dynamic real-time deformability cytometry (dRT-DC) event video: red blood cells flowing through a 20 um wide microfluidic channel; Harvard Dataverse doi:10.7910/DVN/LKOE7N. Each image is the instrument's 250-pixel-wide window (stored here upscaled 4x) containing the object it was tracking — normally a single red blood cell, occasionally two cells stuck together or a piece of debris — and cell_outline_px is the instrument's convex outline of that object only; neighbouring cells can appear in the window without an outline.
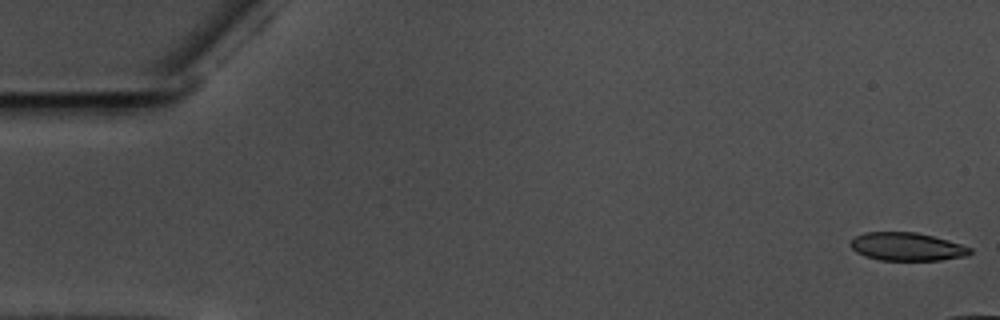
{"species": "common noctule bat (a hibernating species)", "species_latin": "Nyctalus noctula", "temperature_condition": "warm", "stored_images_in_passage": 13, "camera_frame_rate_fps": 3000, "um_per_image_px": 0.085, "animal": {"sex": "male", "body_mass_g": 17.5, "forearm_length_mm": 52.3}, "frame": {"image": 1, "passage_image": 1, "time_ms": 0.0, "image_size_px": [1000, 320], "cell_outline_px": [[972, 252], [968, 256], [940, 260], [880, 260], [864, 256], [856, 252], [848, 244], [856, 236], [864, 232], [916, 232], [948, 240], [972, 248]], "centroid_in_image_um": [77.08, 20.97], "position_along_channel_um": 7.9, "area_um2": 19.65}}